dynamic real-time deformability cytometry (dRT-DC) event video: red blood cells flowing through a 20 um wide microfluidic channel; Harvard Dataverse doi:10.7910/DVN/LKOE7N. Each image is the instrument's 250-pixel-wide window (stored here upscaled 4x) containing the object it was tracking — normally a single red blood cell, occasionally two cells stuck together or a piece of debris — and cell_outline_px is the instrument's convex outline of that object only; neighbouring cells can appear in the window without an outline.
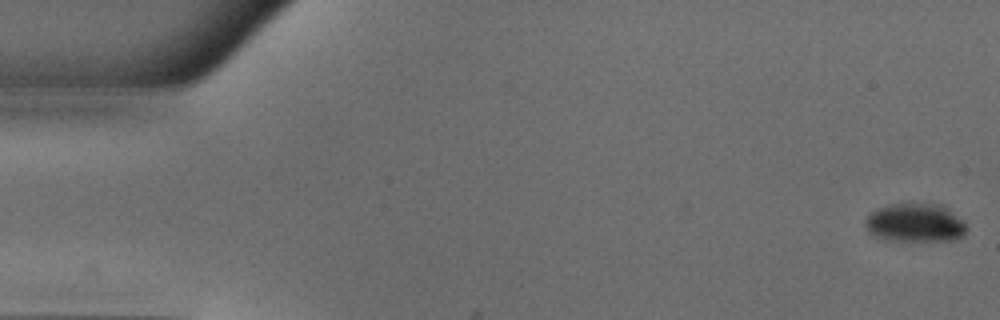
{"species": "common noctule bat (a hibernating species)", "species_latin": "Nyctalus noctula", "temperature_condition": "warm", "stored_images_in_passage": 51, "camera_frame_rate_fps": 3000, "um_per_image_px": 0.085, "animal": {"sex": "male", "body_mass_g": 18.8}, "frame": {"image": 1, "passage_image": 1, "time_ms": 0.0, "image_size_px": [1000, 320], "cell_outline_px": [[968, 228], [964, 236], [956, 240], [888, 240], [876, 236], [868, 232], [864, 228], [864, 220], [872, 212], [880, 208], [892, 204], [940, 204], [948, 208], [964, 220]], "centroid_in_image_um": [77.83, 18.95], "position_along_channel_um": 7.2, "area_um2": 22.83}}
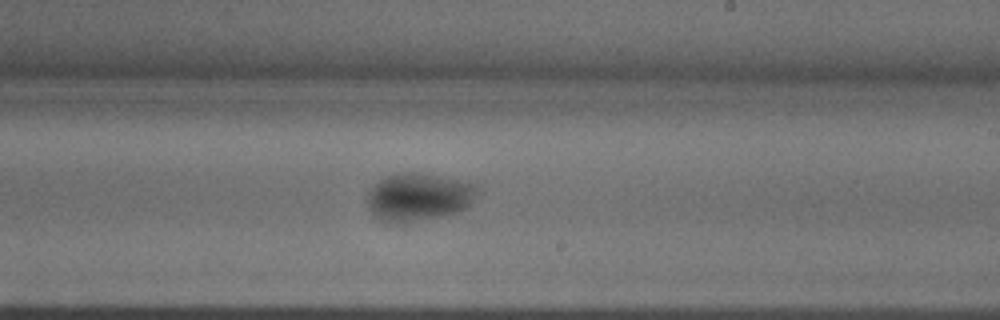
{"frame": {"image": 2, "passage_image": 30, "time_ms": 9.667, "image_size_px": [1000, 320], "cell_outline_px": [[476, 192], [468, 208], [460, 212], [444, 216], [424, 220], [396, 224], [392, 224], [376, 220], [368, 208], [368, 192], [384, 176], [400, 172], [416, 172], [476, 184]], "centroid_in_image_um": [35.53, 16.79], "position_along_channel_um": 253.5, "area_um2": 30.92}}
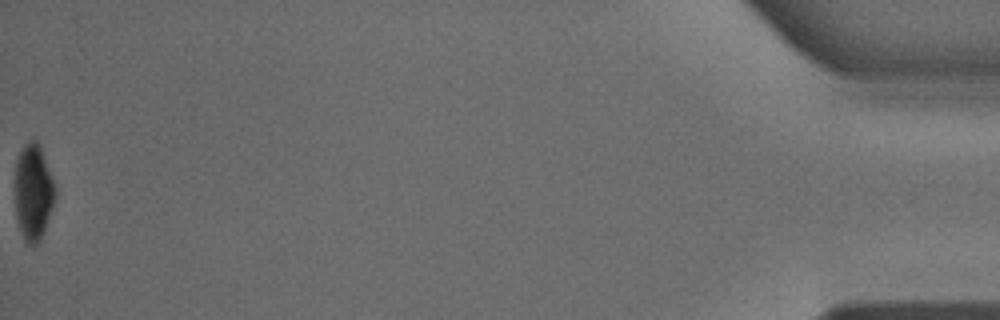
{"frame": {"image": 3, "passage_image": 51, "time_ms": 16.667, "image_size_px": [1000, 320], "cell_outline_px": [[56, 196], [44, 232], [36, 244], [28, 244], [24, 240], [16, 220], [16, 160], [24, 144], [32, 140], [36, 140], [40, 144], [56, 188]], "centroid_in_image_um": [2.84, 16.33], "position_along_channel_um": 432.4, "area_um2": 22.37}, "authors_computed_cell_mechanics": {"area_um2": 27.9174, "velocity_mm_per_s": 3.9937, "shape_relaxation_time_tau1_ms": 7.9035, "shape_relaxation_time_tau2_ms": 6.2546, "deformation_change_tau1": 0.1844, "deformation_change_tau2": 0.0552}}